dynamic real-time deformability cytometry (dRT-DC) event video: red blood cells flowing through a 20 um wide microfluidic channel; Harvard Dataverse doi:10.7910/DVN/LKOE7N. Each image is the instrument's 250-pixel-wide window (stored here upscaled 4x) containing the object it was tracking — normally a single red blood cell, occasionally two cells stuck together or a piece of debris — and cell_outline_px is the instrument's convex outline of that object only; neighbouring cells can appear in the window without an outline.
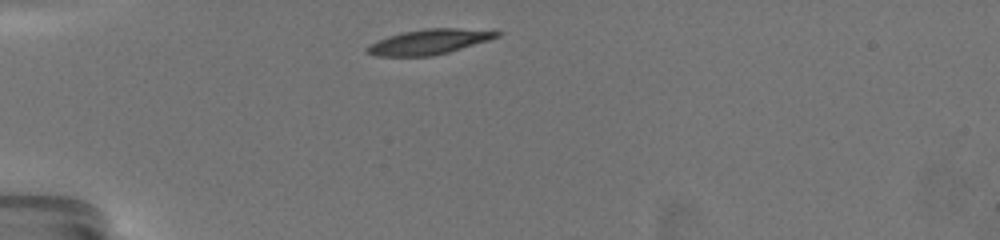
{"species": "common noctule bat (a hibernating species)", "species_latin": "Nyctalus noctula", "temperature_condition": "warm", "stored_images_in_passage": 29, "camera_frame_rate_fps": 3000, "um_per_image_px": 0.085, "animal": {"sex": "female", "body_mass_g": 19.5, "forearm_length_mm": 54.1}, "frame": {"image": 1, "passage_image": 1, "time_ms": 0.0, "image_size_px": [1000, 240], "cell_outline_px": [[504, 32], [500, 36], [488, 40], [448, 52], [432, 56], [376, 56], [368, 52], [364, 48], [368, 44], [376, 40], [400, 32], [424, 28], [456, 28]], "centroid_in_image_um": [36.41, 3.55], "position_along_channel_um": 48.6, "area_um2": 18.96}}
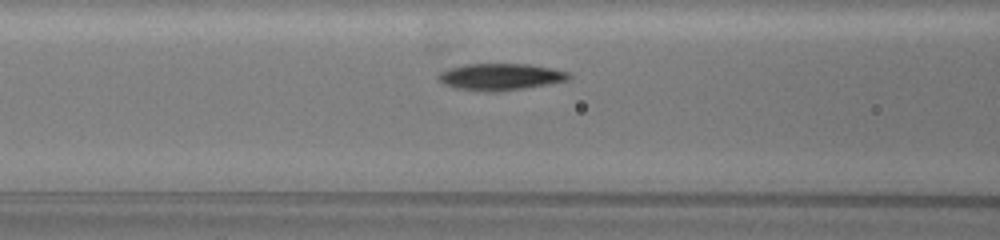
{"frame": {"image": 2, "passage_image": 9, "time_ms": 3.0, "image_size_px": [1000, 240], "cell_outline_px": [[572, 76], [568, 80], [524, 88], [456, 88], [444, 84], [436, 76], [440, 72], [448, 68], [464, 64], [532, 64], [552, 68], [568, 72]], "centroid_in_image_um": [42.57, 6.46], "position_along_channel_um": 124.0, "area_um2": 19.25}, "authors_computed_cell_mechanics": {"area_um2": 19.941, "velocity_mm_per_s": 3.4908, "shape_relaxation_time_tau1_ms": 3.2783, "shape_relaxation_time_tau2_ms": 1.3345, "deformation_change_tau1": 0.16, "deformation_change_tau2": 0.0642}}